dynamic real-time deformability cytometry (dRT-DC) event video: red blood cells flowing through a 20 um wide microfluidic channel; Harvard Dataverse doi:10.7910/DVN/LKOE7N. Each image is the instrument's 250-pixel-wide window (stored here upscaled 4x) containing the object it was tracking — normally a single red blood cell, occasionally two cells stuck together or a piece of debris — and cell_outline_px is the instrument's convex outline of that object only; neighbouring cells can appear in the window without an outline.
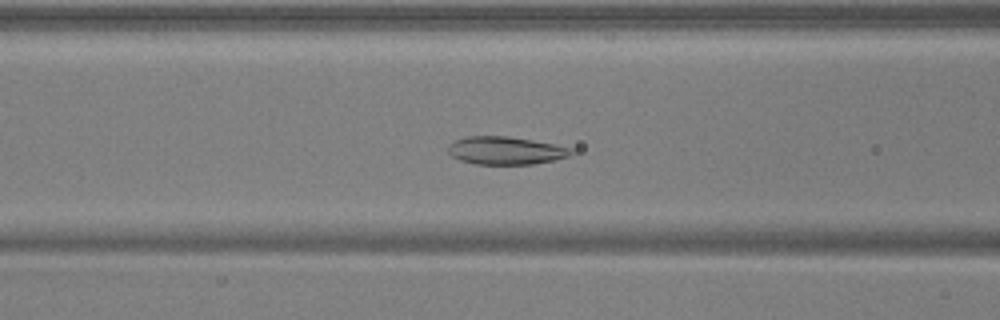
{"species": "common noctule bat (a hibernating species)", "species_latin": "Nyctalus noctula", "temperature_condition": "warm", "stored_images_in_passage": 39, "camera_frame_rate_fps": 3000, "um_per_image_px": 0.085, "animal": {"sex": "male", "body_mass_g": 17.9, "forearm_length_mm": 54.2}, "frame": {"image": 1, "passage_image": 9, "time_ms": 2.667, "image_size_px": [1000, 320], "cell_outline_px": [[576, 152], [568, 156], [552, 160], [532, 164], [476, 164], [460, 160], [452, 156], [448, 152], [448, 144], [464, 136], [508, 136], [532, 140], [572, 148]], "centroid_in_image_um": [42.96, 12.79], "position_along_channel_um": 123.6, "area_um2": 19.94}}
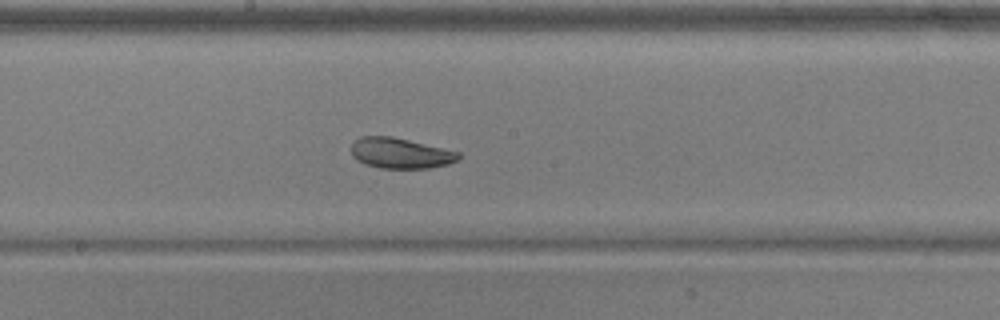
{"frame": {"image": 2, "passage_image": 16, "time_ms": 5.0, "image_size_px": [1000, 320], "cell_outline_px": [[460, 160], [448, 164], [428, 168], [380, 168], [364, 164], [356, 160], [352, 156], [352, 144], [360, 136], [392, 136], [460, 152]], "centroid_in_image_um": [34.03, 13.02], "position_along_channel_um": 214.2, "area_um2": 19.13}}
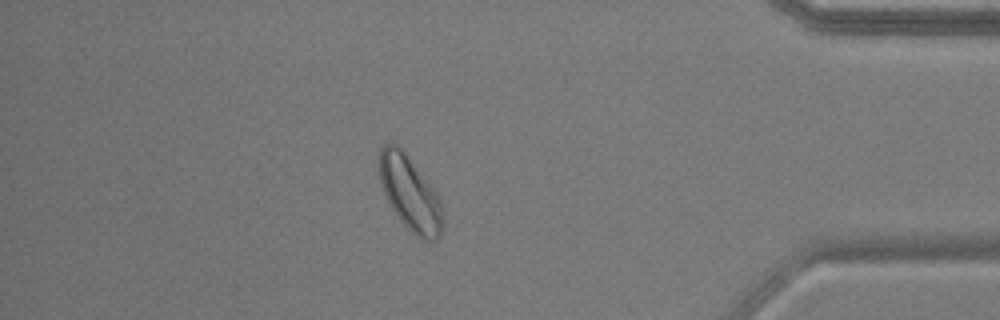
{"frame": {"image": 3, "passage_image": 33, "time_ms": 10.667, "image_size_px": [1000, 320], "cell_outline_px": [[444, 224], [440, 236], [436, 240], [420, 240], [400, 220], [392, 208], [380, 184], [380, 148], [384, 144], [396, 144], [400, 148], [436, 192], [440, 200], [444, 212]], "centroid_in_image_um": [34.89, 16.51], "position_along_channel_um": 400.3, "area_um2": 27.11}}